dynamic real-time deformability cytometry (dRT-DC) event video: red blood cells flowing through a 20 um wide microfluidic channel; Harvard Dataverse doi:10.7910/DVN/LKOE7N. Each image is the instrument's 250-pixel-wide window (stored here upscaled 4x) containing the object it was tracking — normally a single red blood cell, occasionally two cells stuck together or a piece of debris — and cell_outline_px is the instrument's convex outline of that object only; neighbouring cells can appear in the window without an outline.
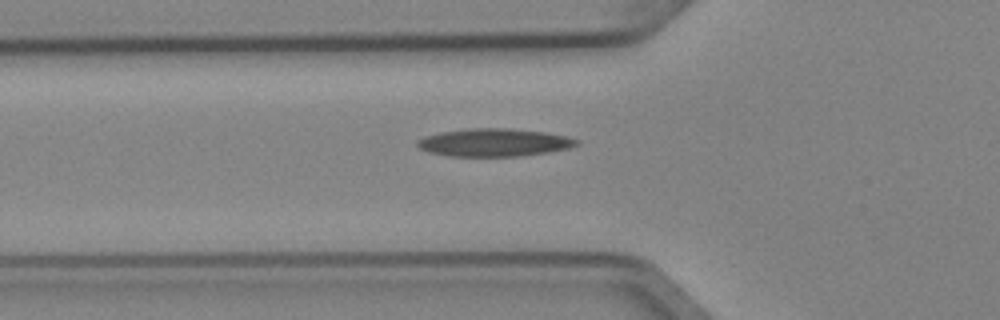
{"species": "Egyptian fruit bat (a non-hibernating species)", "species_latin": "Rousettus aegyptiacus", "temperature_condition": "cold", "stored_images_in_passage": 5, "segment_of_instrument_passage": [2, 2], "camera_frame_rate_fps": 3000, "um_per_image_px": 0.085, "animal": {"sex": "female"}, "frame": {"image": 1, "passage_image": 5, "time_ms": 1.333, "image_size_px": [1000, 320], "cell_outline_px": [[580, 144], [568, 148], [548, 152], [520, 156], [448, 156], [428, 152], [420, 148], [416, 144], [416, 140], [424, 136], [440, 132], [468, 128], [508, 128], [544, 132], [568, 136], [580, 140]], "centroid_in_image_um": [41.99, 12.11], "position_along_channel_um": 83.8, "area_um2": 26.01}}